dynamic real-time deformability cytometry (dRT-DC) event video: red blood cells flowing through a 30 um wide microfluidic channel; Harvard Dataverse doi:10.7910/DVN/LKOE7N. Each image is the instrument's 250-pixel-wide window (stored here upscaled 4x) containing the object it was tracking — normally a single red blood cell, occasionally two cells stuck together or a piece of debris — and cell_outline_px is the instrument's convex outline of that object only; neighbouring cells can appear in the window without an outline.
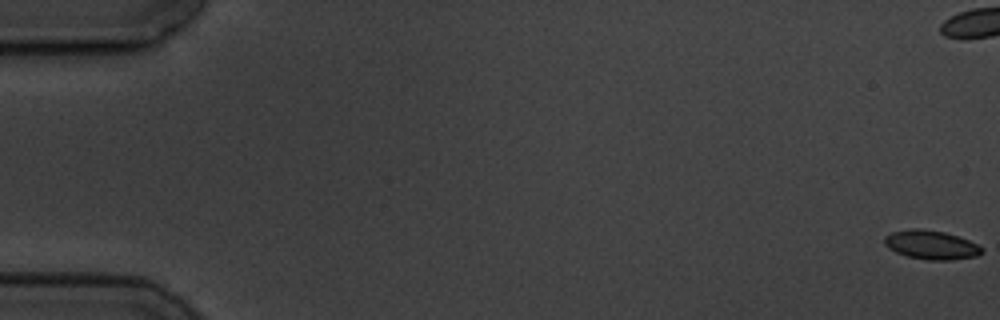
{"species": "common noctule bat (a hibernating species)", "species_latin": "Nyctalus noctula", "temperature_condition": "cold", "stored_images_in_passage": 6, "camera_frame_rate_fps": 3000, "um_per_image_px": 0.085, "animal": {"sex": "male", "body_mass_g": 19.5, "forearm_length_mm": 54.6}, "frame": {"image": 1, "passage_image": 1, "time_ms": 0.0, "image_size_px": [1000, 320], "cell_outline_px": [[984, 252], [976, 256], [952, 260], [928, 260], [908, 256], [896, 252], [888, 248], [884, 244], [884, 236], [892, 232], [912, 228], [920, 228], [944, 232], [968, 240], [984, 248]], "centroid_in_image_um": [79.14, 20.81], "position_along_channel_um": 5.9, "area_um2": 16.42}}